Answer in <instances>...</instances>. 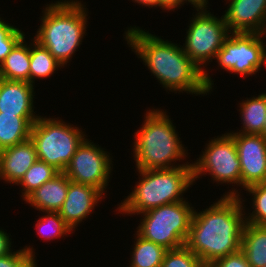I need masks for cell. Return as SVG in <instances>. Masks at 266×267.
Instances as JSON below:
<instances>
[{
  "label": "cell",
  "instance_id": "4fadbf2b",
  "mask_svg": "<svg viewBox=\"0 0 266 267\" xmlns=\"http://www.w3.org/2000/svg\"><path fill=\"white\" fill-rule=\"evenodd\" d=\"M224 19L230 33L266 31V0H226Z\"/></svg>",
  "mask_w": 266,
  "mask_h": 267
},
{
  "label": "cell",
  "instance_id": "d590c367",
  "mask_svg": "<svg viewBox=\"0 0 266 267\" xmlns=\"http://www.w3.org/2000/svg\"><path fill=\"white\" fill-rule=\"evenodd\" d=\"M262 135L266 138V120H265V125H264V130H263Z\"/></svg>",
  "mask_w": 266,
  "mask_h": 267
},
{
  "label": "cell",
  "instance_id": "e575fe53",
  "mask_svg": "<svg viewBox=\"0 0 266 267\" xmlns=\"http://www.w3.org/2000/svg\"><path fill=\"white\" fill-rule=\"evenodd\" d=\"M186 3L193 5L192 7L195 8V10L198 9H208L209 6V0H184ZM208 7V8H207Z\"/></svg>",
  "mask_w": 266,
  "mask_h": 267
},
{
  "label": "cell",
  "instance_id": "5b68a950",
  "mask_svg": "<svg viewBox=\"0 0 266 267\" xmlns=\"http://www.w3.org/2000/svg\"><path fill=\"white\" fill-rule=\"evenodd\" d=\"M136 172L139 173V181L118 204L115 209L117 214L136 216L165 204L185 201L183 194L194 183L192 165Z\"/></svg>",
  "mask_w": 266,
  "mask_h": 267
},
{
  "label": "cell",
  "instance_id": "f1b7e54d",
  "mask_svg": "<svg viewBox=\"0 0 266 267\" xmlns=\"http://www.w3.org/2000/svg\"><path fill=\"white\" fill-rule=\"evenodd\" d=\"M208 267H251L245 254L240 250L214 261Z\"/></svg>",
  "mask_w": 266,
  "mask_h": 267
},
{
  "label": "cell",
  "instance_id": "603a6c76",
  "mask_svg": "<svg viewBox=\"0 0 266 267\" xmlns=\"http://www.w3.org/2000/svg\"><path fill=\"white\" fill-rule=\"evenodd\" d=\"M133 235L135 236L134 246L128 261L131 263L127 267H160L168 249L144 239L136 232Z\"/></svg>",
  "mask_w": 266,
  "mask_h": 267
},
{
  "label": "cell",
  "instance_id": "8992f818",
  "mask_svg": "<svg viewBox=\"0 0 266 267\" xmlns=\"http://www.w3.org/2000/svg\"><path fill=\"white\" fill-rule=\"evenodd\" d=\"M81 129L61 118L40 115L32 125L30 136L36 147L37 159L63 172L87 137Z\"/></svg>",
  "mask_w": 266,
  "mask_h": 267
},
{
  "label": "cell",
  "instance_id": "f546056e",
  "mask_svg": "<svg viewBox=\"0 0 266 267\" xmlns=\"http://www.w3.org/2000/svg\"><path fill=\"white\" fill-rule=\"evenodd\" d=\"M33 253L36 254L33 246L29 245L23 247L22 249L12 251L7 255L0 256V267H14V265L26 254Z\"/></svg>",
  "mask_w": 266,
  "mask_h": 267
},
{
  "label": "cell",
  "instance_id": "7c38bea8",
  "mask_svg": "<svg viewBox=\"0 0 266 267\" xmlns=\"http://www.w3.org/2000/svg\"><path fill=\"white\" fill-rule=\"evenodd\" d=\"M235 141L241 164V188L266 182V138L263 135L227 132Z\"/></svg>",
  "mask_w": 266,
  "mask_h": 267
},
{
  "label": "cell",
  "instance_id": "30bf717a",
  "mask_svg": "<svg viewBox=\"0 0 266 267\" xmlns=\"http://www.w3.org/2000/svg\"><path fill=\"white\" fill-rule=\"evenodd\" d=\"M264 37L259 33H229L214 59L218 68L243 77L256 75L266 64Z\"/></svg>",
  "mask_w": 266,
  "mask_h": 267
},
{
  "label": "cell",
  "instance_id": "277c9868",
  "mask_svg": "<svg viewBox=\"0 0 266 267\" xmlns=\"http://www.w3.org/2000/svg\"><path fill=\"white\" fill-rule=\"evenodd\" d=\"M81 0H57L42 9L40 26L33 39L63 66L71 62L87 35L88 10ZM88 17V18H87Z\"/></svg>",
  "mask_w": 266,
  "mask_h": 267
},
{
  "label": "cell",
  "instance_id": "ac0fdd59",
  "mask_svg": "<svg viewBox=\"0 0 266 267\" xmlns=\"http://www.w3.org/2000/svg\"><path fill=\"white\" fill-rule=\"evenodd\" d=\"M38 118L0 114V151L30 139L32 125Z\"/></svg>",
  "mask_w": 266,
  "mask_h": 267
},
{
  "label": "cell",
  "instance_id": "4316f807",
  "mask_svg": "<svg viewBox=\"0 0 266 267\" xmlns=\"http://www.w3.org/2000/svg\"><path fill=\"white\" fill-rule=\"evenodd\" d=\"M160 267H205L186 245L167 250Z\"/></svg>",
  "mask_w": 266,
  "mask_h": 267
},
{
  "label": "cell",
  "instance_id": "6da1fadb",
  "mask_svg": "<svg viewBox=\"0 0 266 267\" xmlns=\"http://www.w3.org/2000/svg\"><path fill=\"white\" fill-rule=\"evenodd\" d=\"M127 29L124 38L131 51L141 58L166 92L209 95L203 71L186 55L180 43L162 39L139 26Z\"/></svg>",
  "mask_w": 266,
  "mask_h": 267
},
{
  "label": "cell",
  "instance_id": "52a82bcc",
  "mask_svg": "<svg viewBox=\"0 0 266 267\" xmlns=\"http://www.w3.org/2000/svg\"><path fill=\"white\" fill-rule=\"evenodd\" d=\"M188 202L186 198L139 214L142 218L136 233L168 250L184 246L195 210Z\"/></svg>",
  "mask_w": 266,
  "mask_h": 267
},
{
  "label": "cell",
  "instance_id": "484cf974",
  "mask_svg": "<svg viewBox=\"0 0 266 267\" xmlns=\"http://www.w3.org/2000/svg\"><path fill=\"white\" fill-rule=\"evenodd\" d=\"M251 198L252 213H245V223L254 225H266V184H255L245 189Z\"/></svg>",
  "mask_w": 266,
  "mask_h": 267
},
{
  "label": "cell",
  "instance_id": "83f0119b",
  "mask_svg": "<svg viewBox=\"0 0 266 267\" xmlns=\"http://www.w3.org/2000/svg\"><path fill=\"white\" fill-rule=\"evenodd\" d=\"M21 29L4 19L0 22V64L12 51L14 46L26 36Z\"/></svg>",
  "mask_w": 266,
  "mask_h": 267
},
{
  "label": "cell",
  "instance_id": "9c48e42d",
  "mask_svg": "<svg viewBox=\"0 0 266 267\" xmlns=\"http://www.w3.org/2000/svg\"><path fill=\"white\" fill-rule=\"evenodd\" d=\"M207 143L195 163L192 161L194 183L200 176L205 177L208 173L212 177L211 181L216 182L218 186L237 185L222 196H241V192L237 190L241 186V164L234 139L226 132Z\"/></svg>",
  "mask_w": 266,
  "mask_h": 267
},
{
  "label": "cell",
  "instance_id": "ffe728a7",
  "mask_svg": "<svg viewBox=\"0 0 266 267\" xmlns=\"http://www.w3.org/2000/svg\"><path fill=\"white\" fill-rule=\"evenodd\" d=\"M245 99L238 104L242 126L236 132L262 135L266 120V93Z\"/></svg>",
  "mask_w": 266,
  "mask_h": 267
},
{
  "label": "cell",
  "instance_id": "d6986e66",
  "mask_svg": "<svg viewBox=\"0 0 266 267\" xmlns=\"http://www.w3.org/2000/svg\"><path fill=\"white\" fill-rule=\"evenodd\" d=\"M25 38L24 36L1 62L0 78L29 82L31 41L26 42Z\"/></svg>",
  "mask_w": 266,
  "mask_h": 267
},
{
  "label": "cell",
  "instance_id": "5bb4252c",
  "mask_svg": "<svg viewBox=\"0 0 266 267\" xmlns=\"http://www.w3.org/2000/svg\"><path fill=\"white\" fill-rule=\"evenodd\" d=\"M103 198H106L105 195L94 186L69 180L66 199L58 213L71 230L75 232L77 226L83 220L86 221L89 215L91 216L93 210Z\"/></svg>",
  "mask_w": 266,
  "mask_h": 267
},
{
  "label": "cell",
  "instance_id": "8fae6325",
  "mask_svg": "<svg viewBox=\"0 0 266 267\" xmlns=\"http://www.w3.org/2000/svg\"><path fill=\"white\" fill-rule=\"evenodd\" d=\"M86 137L63 171L69 180L94 186L104 195L113 171V156ZM111 155V156H110Z\"/></svg>",
  "mask_w": 266,
  "mask_h": 267
},
{
  "label": "cell",
  "instance_id": "4dcf8cb0",
  "mask_svg": "<svg viewBox=\"0 0 266 267\" xmlns=\"http://www.w3.org/2000/svg\"><path fill=\"white\" fill-rule=\"evenodd\" d=\"M11 234H8L4 229L0 228V256L7 255L13 250Z\"/></svg>",
  "mask_w": 266,
  "mask_h": 267
},
{
  "label": "cell",
  "instance_id": "44dd1931",
  "mask_svg": "<svg viewBox=\"0 0 266 267\" xmlns=\"http://www.w3.org/2000/svg\"><path fill=\"white\" fill-rule=\"evenodd\" d=\"M241 251L251 267L266 265V225L245 223L242 231Z\"/></svg>",
  "mask_w": 266,
  "mask_h": 267
},
{
  "label": "cell",
  "instance_id": "7402d4cb",
  "mask_svg": "<svg viewBox=\"0 0 266 267\" xmlns=\"http://www.w3.org/2000/svg\"><path fill=\"white\" fill-rule=\"evenodd\" d=\"M63 66L53 55L33 38L30 43L29 83L35 86L36 79L50 78Z\"/></svg>",
  "mask_w": 266,
  "mask_h": 267
},
{
  "label": "cell",
  "instance_id": "cb8c5ba5",
  "mask_svg": "<svg viewBox=\"0 0 266 267\" xmlns=\"http://www.w3.org/2000/svg\"><path fill=\"white\" fill-rule=\"evenodd\" d=\"M59 173L60 171L52 165L37 160L16 184L17 186L20 185L22 187L21 197L23 201L37 188L41 187L45 182L53 179Z\"/></svg>",
  "mask_w": 266,
  "mask_h": 267
},
{
  "label": "cell",
  "instance_id": "9a60e30c",
  "mask_svg": "<svg viewBox=\"0 0 266 267\" xmlns=\"http://www.w3.org/2000/svg\"><path fill=\"white\" fill-rule=\"evenodd\" d=\"M34 88L29 82L0 78V114L40 116L34 112Z\"/></svg>",
  "mask_w": 266,
  "mask_h": 267
},
{
  "label": "cell",
  "instance_id": "3957f363",
  "mask_svg": "<svg viewBox=\"0 0 266 267\" xmlns=\"http://www.w3.org/2000/svg\"><path fill=\"white\" fill-rule=\"evenodd\" d=\"M166 110L149 109L144 114L140 129L134 133L132 145L133 160L136 170L168 169L178 166L192 165L188 161V149L180 140L176 126ZM175 164V165H174Z\"/></svg>",
  "mask_w": 266,
  "mask_h": 267
},
{
  "label": "cell",
  "instance_id": "836d02e7",
  "mask_svg": "<svg viewBox=\"0 0 266 267\" xmlns=\"http://www.w3.org/2000/svg\"><path fill=\"white\" fill-rule=\"evenodd\" d=\"M135 4L138 3L139 5L147 6L148 8H160L161 9V0H132Z\"/></svg>",
  "mask_w": 266,
  "mask_h": 267
},
{
  "label": "cell",
  "instance_id": "e0dca14e",
  "mask_svg": "<svg viewBox=\"0 0 266 267\" xmlns=\"http://www.w3.org/2000/svg\"><path fill=\"white\" fill-rule=\"evenodd\" d=\"M69 179L60 172L53 179L37 188L24 201L37 211L59 212L67 195Z\"/></svg>",
  "mask_w": 266,
  "mask_h": 267
},
{
  "label": "cell",
  "instance_id": "2e32d148",
  "mask_svg": "<svg viewBox=\"0 0 266 267\" xmlns=\"http://www.w3.org/2000/svg\"><path fill=\"white\" fill-rule=\"evenodd\" d=\"M37 160L31 139L0 151V180L16 185Z\"/></svg>",
  "mask_w": 266,
  "mask_h": 267
},
{
  "label": "cell",
  "instance_id": "d4e9b609",
  "mask_svg": "<svg viewBox=\"0 0 266 267\" xmlns=\"http://www.w3.org/2000/svg\"><path fill=\"white\" fill-rule=\"evenodd\" d=\"M39 216L34 225L40 238L46 241L65 238L68 234L73 233L71 228L65 223L58 212H44Z\"/></svg>",
  "mask_w": 266,
  "mask_h": 267
},
{
  "label": "cell",
  "instance_id": "ba28073f",
  "mask_svg": "<svg viewBox=\"0 0 266 267\" xmlns=\"http://www.w3.org/2000/svg\"><path fill=\"white\" fill-rule=\"evenodd\" d=\"M196 11L189 21L185 43L181 47L186 55L203 71L204 83L211 92L215 81L207 73L208 70L204 68L215 59L230 32L223 15L218 18L208 9Z\"/></svg>",
  "mask_w": 266,
  "mask_h": 267
},
{
  "label": "cell",
  "instance_id": "1f68e13d",
  "mask_svg": "<svg viewBox=\"0 0 266 267\" xmlns=\"http://www.w3.org/2000/svg\"><path fill=\"white\" fill-rule=\"evenodd\" d=\"M36 255L33 253H26L14 267H38L36 261Z\"/></svg>",
  "mask_w": 266,
  "mask_h": 267
},
{
  "label": "cell",
  "instance_id": "d6a6232c",
  "mask_svg": "<svg viewBox=\"0 0 266 267\" xmlns=\"http://www.w3.org/2000/svg\"><path fill=\"white\" fill-rule=\"evenodd\" d=\"M184 3H186L184 0H161V9L165 12L174 11L180 6L182 7Z\"/></svg>",
  "mask_w": 266,
  "mask_h": 267
},
{
  "label": "cell",
  "instance_id": "7a4b0ae2",
  "mask_svg": "<svg viewBox=\"0 0 266 267\" xmlns=\"http://www.w3.org/2000/svg\"><path fill=\"white\" fill-rule=\"evenodd\" d=\"M244 201L241 196H221L203 211L194 210L185 245L205 267L241 250Z\"/></svg>",
  "mask_w": 266,
  "mask_h": 267
}]
</instances>
